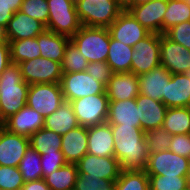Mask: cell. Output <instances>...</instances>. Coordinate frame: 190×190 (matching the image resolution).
<instances>
[{
  "label": "cell",
  "instance_id": "obj_1",
  "mask_svg": "<svg viewBox=\"0 0 190 190\" xmlns=\"http://www.w3.org/2000/svg\"><path fill=\"white\" fill-rule=\"evenodd\" d=\"M114 140V157L121 170H144L149 151L145 132L141 127L111 125Z\"/></svg>",
  "mask_w": 190,
  "mask_h": 190
},
{
  "label": "cell",
  "instance_id": "obj_2",
  "mask_svg": "<svg viewBox=\"0 0 190 190\" xmlns=\"http://www.w3.org/2000/svg\"><path fill=\"white\" fill-rule=\"evenodd\" d=\"M28 90L19 65L11 62L0 76V110L5 121L26 106Z\"/></svg>",
  "mask_w": 190,
  "mask_h": 190
},
{
  "label": "cell",
  "instance_id": "obj_3",
  "mask_svg": "<svg viewBox=\"0 0 190 190\" xmlns=\"http://www.w3.org/2000/svg\"><path fill=\"white\" fill-rule=\"evenodd\" d=\"M70 40L89 63L106 62L110 44L108 28L81 26Z\"/></svg>",
  "mask_w": 190,
  "mask_h": 190
},
{
  "label": "cell",
  "instance_id": "obj_4",
  "mask_svg": "<svg viewBox=\"0 0 190 190\" xmlns=\"http://www.w3.org/2000/svg\"><path fill=\"white\" fill-rule=\"evenodd\" d=\"M82 26L108 28L123 12L115 0H80L76 3Z\"/></svg>",
  "mask_w": 190,
  "mask_h": 190
},
{
  "label": "cell",
  "instance_id": "obj_5",
  "mask_svg": "<svg viewBox=\"0 0 190 190\" xmlns=\"http://www.w3.org/2000/svg\"><path fill=\"white\" fill-rule=\"evenodd\" d=\"M49 17L46 29L71 38L82 26L76 4L70 0H47Z\"/></svg>",
  "mask_w": 190,
  "mask_h": 190
},
{
  "label": "cell",
  "instance_id": "obj_6",
  "mask_svg": "<svg viewBox=\"0 0 190 190\" xmlns=\"http://www.w3.org/2000/svg\"><path fill=\"white\" fill-rule=\"evenodd\" d=\"M80 126L90 127L107 122V93L88 95L70 102Z\"/></svg>",
  "mask_w": 190,
  "mask_h": 190
},
{
  "label": "cell",
  "instance_id": "obj_7",
  "mask_svg": "<svg viewBox=\"0 0 190 190\" xmlns=\"http://www.w3.org/2000/svg\"><path fill=\"white\" fill-rule=\"evenodd\" d=\"M64 102L60 83L29 85L26 105L44 118L56 111Z\"/></svg>",
  "mask_w": 190,
  "mask_h": 190
},
{
  "label": "cell",
  "instance_id": "obj_8",
  "mask_svg": "<svg viewBox=\"0 0 190 190\" xmlns=\"http://www.w3.org/2000/svg\"><path fill=\"white\" fill-rule=\"evenodd\" d=\"M60 84L66 102L88 95L106 93V86L86 71L63 73Z\"/></svg>",
  "mask_w": 190,
  "mask_h": 190
},
{
  "label": "cell",
  "instance_id": "obj_9",
  "mask_svg": "<svg viewBox=\"0 0 190 190\" xmlns=\"http://www.w3.org/2000/svg\"><path fill=\"white\" fill-rule=\"evenodd\" d=\"M144 171L147 175L190 176V158L170 150L149 153Z\"/></svg>",
  "mask_w": 190,
  "mask_h": 190
},
{
  "label": "cell",
  "instance_id": "obj_10",
  "mask_svg": "<svg viewBox=\"0 0 190 190\" xmlns=\"http://www.w3.org/2000/svg\"><path fill=\"white\" fill-rule=\"evenodd\" d=\"M23 80L29 84L60 83L61 63L45 57H38L18 64Z\"/></svg>",
  "mask_w": 190,
  "mask_h": 190
},
{
  "label": "cell",
  "instance_id": "obj_11",
  "mask_svg": "<svg viewBox=\"0 0 190 190\" xmlns=\"http://www.w3.org/2000/svg\"><path fill=\"white\" fill-rule=\"evenodd\" d=\"M131 56V72L136 75L144 74L160 63V34L150 33L134 45Z\"/></svg>",
  "mask_w": 190,
  "mask_h": 190
},
{
  "label": "cell",
  "instance_id": "obj_12",
  "mask_svg": "<svg viewBox=\"0 0 190 190\" xmlns=\"http://www.w3.org/2000/svg\"><path fill=\"white\" fill-rule=\"evenodd\" d=\"M76 165L79 177H99L115 182L121 172L119 161L115 157H99L87 153Z\"/></svg>",
  "mask_w": 190,
  "mask_h": 190
},
{
  "label": "cell",
  "instance_id": "obj_13",
  "mask_svg": "<svg viewBox=\"0 0 190 190\" xmlns=\"http://www.w3.org/2000/svg\"><path fill=\"white\" fill-rule=\"evenodd\" d=\"M160 63L171 74L186 73L190 69V50L160 34Z\"/></svg>",
  "mask_w": 190,
  "mask_h": 190
},
{
  "label": "cell",
  "instance_id": "obj_14",
  "mask_svg": "<svg viewBox=\"0 0 190 190\" xmlns=\"http://www.w3.org/2000/svg\"><path fill=\"white\" fill-rule=\"evenodd\" d=\"M110 36L128 46L134 45L151 32L144 28L127 10L123 11L108 27Z\"/></svg>",
  "mask_w": 190,
  "mask_h": 190
},
{
  "label": "cell",
  "instance_id": "obj_15",
  "mask_svg": "<svg viewBox=\"0 0 190 190\" xmlns=\"http://www.w3.org/2000/svg\"><path fill=\"white\" fill-rule=\"evenodd\" d=\"M29 146L28 137L11 133L3 127L0 130V166L18 167Z\"/></svg>",
  "mask_w": 190,
  "mask_h": 190
},
{
  "label": "cell",
  "instance_id": "obj_16",
  "mask_svg": "<svg viewBox=\"0 0 190 190\" xmlns=\"http://www.w3.org/2000/svg\"><path fill=\"white\" fill-rule=\"evenodd\" d=\"M166 9L167 0H152L130 7L127 11L149 32L163 34V16Z\"/></svg>",
  "mask_w": 190,
  "mask_h": 190
},
{
  "label": "cell",
  "instance_id": "obj_17",
  "mask_svg": "<svg viewBox=\"0 0 190 190\" xmlns=\"http://www.w3.org/2000/svg\"><path fill=\"white\" fill-rule=\"evenodd\" d=\"M140 127L146 133L161 127L164 122L167 106L162 101L153 100L139 94L136 98Z\"/></svg>",
  "mask_w": 190,
  "mask_h": 190
},
{
  "label": "cell",
  "instance_id": "obj_18",
  "mask_svg": "<svg viewBox=\"0 0 190 190\" xmlns=\"http://www.w3.org/2000/svg\"><path fill=\"white\" fill-rule=\"evenodd\" d=\"M109 101L135 99L140 93L138 75L133 72L113 73L106 86Z\"/></svg>",
  "mask_w": 190,
  "mask_h": 190
},
{
  "label": "cell",
  "instance_id": "obj_19",
  "mask_svg": "<svg viewBox=\"0 0 190 190\" xmlns=\"http://www.w3.org/2000/svg\"><path fill=\"white\" fill-rule=\"evenodd\" d=\"M45 118L27 105L12 115L5 122L4 127L11 133L30 137L44 127Z\"/></svg>",
  "mask_w": 190,
  "mask_h": 190
},
{
  "label": "cell",
  "instance_id": "obj_20",
  "mask_svg": "<svg viewBox=\"0 0 190 190\" xmlns=\"http://www.w3.org/2000/svg\"><path fill=\"white\" fill-rule=\"evenodd\" d=\"M171 73L163 66H158L144 74L138 75L141 95L161 101L166 95L167 84Z\"/></svg>",
  "mask_w": 190,
  "mask_h": 190
},
{
  "label": "cell",
  "instance_id": "obj_21",
  "mask_svg": "<svg viewBox=\"0 0 190 190\" xmlns=\"http://www.w3.org/2000/svg\"><path fill=\"white\" fill-rule=\"evenodd\" d=\"M45 30L46 26L43 23L19 10L14 13L6 26L8 41L36 38Z\"/></svg>",
  "mask_w": 190,
  "mask_h": 190
},
{
  "label": "cell",
  "instance_id": "obj_22",
  "mask_svg": "<svg viewBox=\"0 0 190 190\" xmlns=\"http://www.w3.org/2000/svg\"><path fill=\"white\" fill-rule=\"evenodd\" d=\"M88 127L78 126L62 135L61 151L66 163L76 164L88 149Z\"/></svg>",
  "mask_w": 190,
  "mask_h": 190
},
{
  "label": "cell",
  "instance_id": "obj_23",
  "mask_svg": "<svg viewBox=\"0 0 190 190\" xmlns=\"http://www.w3.org/2000/svg\"><path fill=\"white\" fill-rule=\"evenodd\" d=\"M87 153L99 157H114V140L108 122L88 127Z\"/></svg>",
  "mask_w": 190,
  "mask_h": 190
},
{
  "label": "cell",
  "instance_id": "obj_24",
  "mask_svg": "<svg viewBox=\"0 0 190 190\" xmlns=\"http://www.w3.org/2000/svg\"><path fill=\"white\" fill-rule=\"evenodd\" d=\"M161 101L168 108L190 107V79L186 73L171 74Z\"/></svg>",
  "mask_w": 190,
  "mask_h": 190
},
{
  "label": "cell",
  "instance_id": "obj_25",
  "mask_svg": "<svg viewBox=\"0 0 190 190\" xmlns=\"http://www.w3.org/2000/svg\"><path fill=\"white\" fill-rule=\"evenodd\" d=\"M107 122L110 125L140 127L138 107L135 99L109 101Z\"/></svg>",
  "mask_w": 190,
  "mask_h": 190
},
{
  "label": "cell",
  "instance_id": "obj_26",
  "mask_svg": "<svg viewBox=\"0 0 190 190\" xmlns=\"http://www.w3.org/2000/svg\"><path fill=\"white\" fill-rule=\"evenodd\" d=\"M78 126L79 123L72 106L70 102L66 101L56 111L45 117L44 120V128L54 131L61 136Z\"/></svg>",
  "mask_w": 190,
  "mask_h": 190
},
{
  "label": "cell",
  "instance_id": "obj_27",
  "mask_svg": "<svg viewBox=\"0 0 190 190\" xmlns=\"http://www.w3.org/2000/svg\"><path fill=\"white\" fill-rule=\"evenodd\" d=\"M41 57L61 63L70 38L45 30L37 36Z\"/></svg>",
  "mask_w": 190,
  "mask_h": 190
},
{
  "label": "cell",
  "instance_id": "obj_28",
  "mask_svg": "<svg viewBox=\"0 0 190 190\" xmlns=\"http://www.w3.org/2000/svg\"><path fill=\"white\" fill-rule=\"evenodd\" d=\"M133 51V47L121 43L110 36L109 52L106 62L114 73L130 72Z\"/></svg>",
  "mask_w": 190,
  "mask_h": 190
},
{
  "label": "cell",
  "instance_id": "obj_29",
  "mask_svg": "<svg viewBox=\"0 0 190 190\" xmlns=\"http://www.w3.org/2000/svg\"><path fill=\"white\" fill-rule=\"evenodd\" d=\"M171 135L190 133V107L167 108L162 125Z\"/></svg>",
  "mask_w": 190,
  "mask_h": 190
},
{
  "label": "cell",
  "instance_id": "obj_30",
  "mask_svg": "<svg viewBox=\"0 0 190 190\" xmlns=\"http://www.w3.org/2000/svg\"><path fill=\"white\" fill-rule=\"evenodd\" d=\"M77 176V165L67 163L44 180L51 190H74Z\"/></svg>",
  "mask_w": 190,
  "mask_h": 190
},
{
  "label": "cell",
  "instance_id": "obj_31",
  "mask_svg": "<svg viewBox=\"0 0 190 190\" xmlns=\"http://www.w3.org/2000/svg\"><path fill=\"white\" fill-rule=\"evenodd\" d=\"M11 62L19 64L41 57L40 47L36 38L9 41Z\"/></svg>",
  "mask_w": 190,
  "mask_h": 190
},
{
  "label": "cell",
  "instance_id": "obj_32",
  "mask_svg": "<svg viewBox=\"0 0 190 190\" xmlns=\"http://www.w3.org/2000/svg\"><path fill=\"white\" fill-rule=\"evenodd\" d=\"M29 141L30 146L41 155L61 150L62 136L43 127L33 133Z\"/></svg>",
  "mask_w": 190,
  "mask_h": 190
},
{
  "label": "cell",
  "instance_id": "obj_33",
  "mask_svg": "<svg viewBox=\"0 0 190 190\" xmlns=\"http://www.w3.org/2000/svg\"><path fill=\"white\" fill-rule=\"evenodd\" d=\"M114 190H149V176L144 170H121Z\"/></svg>",
  "mask_w": 190,
  "mask_h": 190
},
{
  "label": "cell",
  "instance_id": "obj_34",
  "mask_svg": "<svg viewBox=\"0 0 190 190\" xmlns=\"http://www.w3.org/2000/svg\"><path fill=\"white\" fill-rule=\"evenodd\" d=\"M184 21H190V6L184 0H167V9L163 16V34Z\"/></svg>",
  "mask_w": 190,
  "mask_h": 190
},
{
  "label": "cell",
  "instance_id": "obj_35",
  "mask_svg": "<svg viewBox=\"0 0 190 190\" xmlns=\"http://www.w3.org/2000/svg\"><path fill=\"white\" fill-rule=\"evenodd\" d=\"M40 162L41 155L31 146H29L18 165V169L25 182L35 181L43 178Z\"/></svg>",
  "mask_w": 190,
  "mask_h": 190
},
{
  "label": "cell",
  "instance_id": "obj_36",
  "mask_svg": "<svg viewBox=\"0 0 190 190\" xmlns=\"http://www.w3.org/2000/svg\"><path fill=\"white\" fill-rule=\"evenodd\" d=\"M149 190H188L190 176L148 175Z\"/></svg>",
  "mask_w": 190,
  "mask_h": 190
},
{
  "label": "cell",
  "instance_id": "obj_37",
  "mask_svg": "<svg viewBox=\"0 0 190 190\" xmlns=\"http://www.w3.org/2000/svg\"><path fill=\"white\" fill-rule=\"evenodd\" d=\"M89 62L78 50L76 45L70 40L65 48L63 60L61 62L62 73L83 72Z\"/></svg>",
  "mask_w": 190,
  "mask_h": 190
},
{
  "label": "cell",
  "instance_id": "obj_38",
  "mask_svg": "<svg viewBox=\"0 0 190 190\" xmlns=\"http://www.w3.org/2000/svg\"><path fill=\"white\" fill-rule=\"evenodd\" d=\"M149 153L169 150L172 135L161 126L145 133Z\"/></svg>",
  "mask_w": 190,
  "mask_h": 190
},
{
  "label": "cell",
  "instance_id": "obj_39",
  "mask_svg": "<svg viewBox=\"0 0 190 190\" xmlns=\"http://www.w3.org/2000/svg\"><path fill=\"white\" fill-rule=\"evenodd\" d=\"M19 11L47 26L49 9L47 0H24Z\"/></svg>",
  "mask_w": 190,
  "mask_h": 190
},
{
  "label": "cell",
  "instance_id": "obj_40",
  "mask_svg": "<svg viewBox=\"0 0 190 190\" xmlns=\"http://www.w3.org/2000/svg\"><path fill=\"white\" fill-rule=\"evenodd\" d=\"M24 184L18 167L0 166V190H21Z\"/></svg>",
  "mask_w": 190,
  "mask_h": 190
},
{
  "label": "cell",
  "instance_id": "obj_41",
  "mask_svg": "<svg viewBox=\"0 0 190 190\" xmlns=\"http://www.w3.org/2000/svg\"><path fill=\"white\" fill-rule=\"evenodd\" d=\"M114 186L113 180L77 176L74 190H114Z\"/></svg>",
  "mask_w": 190,
  "mask_h": 190
},
{
  "label": "cell",
  "instance_id": "obj_42",
  "mask_svg": "<svg viewBox=\"0 0 190 190\" xmlns=\"http://www.w3.org/2000/svg\"><path fill=\"white\" fill-rule=\"evenodd\" d=\"M41 168L43 172V179L48 175L58 170L60 167L64 166L66 160L61 150L54 151L51 153L41 154Z\"/></svg>",
  "mask_w": 190,
  "mask_h": 190
},
{
  "label": "cell",
  "instance_id": "obj_43",
  "mask_svg": "<svg viewBox=\"0 0 190 190\" xmlns=\"http://www.w3.org/2000/svg\"><path fill=\"white\" fill-rule=\"evenodd\" d=\"M170 40L190 50V21L179 23L164 33Z\"/></svg>",
  "mask_w": 190,
  "mask_h": 190
},
{
  "label": "cell",
  "instance_id": "obj_44",
  "mask_svg": "<svg viewBox=\"0 0 190 190\" xmlns=\"http://www.w3.org/2000/svg\"><path fill=\"white\" fill-rule=\"evenodd\" d=\"M85 71L105 86L108 85L109 79L114 73L107 62L101 61L89 63Z\"/></svg>",
  "mask_w": 190,
  "mask_h": 190
},
{
  "label": "cell",
  "instance_id": "obj_45",
  "mask_svg": "<svg viewBox=\"0 0 190 190\" xmlns=\"http://www.w3.org/2000/svg\"><path fill=\"white\" fill-rule=\"evenodd\" d=\"M169 150L177 155L190 158V133L172 135Z\"/></svg>",
  "mask_w": 190,
  "mask_h": 190
},
{
  "label": "cell",
  "instance_id": "obj_46",
  "mask_svg": "<svg viewBox=\"0 0 190 190\" xmlns=\"http://www.w3.org/2000/svg\"><path fill=\"white\" fill-rule=\"evenodd\" d=\"M24 0H0V24L5 27Z\"/></svg>",
  "mask_w": 190,
  "mask_h": 190
},
{
  "label": "cell",
  "instance_id": "obj_47",
  "mask_svg": "<svg viewBox=\"0 0 190 190\" xmlns=\"http://www.w3.org/2000/svg\"><path fill=\"white\" fill-rule=\"evenodd\" d=\"M11 63L9 43H0V76Z\"/></svg>",
  "mask_w": 190,
  "mask_h": 190
},
{
  "label": "cell",
  "instance_id": "obj_48",
  "mask_svg": "<svg viewBox=\"0 0 190 190\" xmlns=\"http://www.w3.org/2000/svg\"><path fill=\"white\" fill-rule=\"evenodd\" d=\"M21 190H51L45 180L39 179L35 181L25 182Z\"/></svg>",
  "mask_w": 190,
  "mask_h": 190
},
{
  "label": "cell",
  "instance_id": "obj_49",
  "mask_svg": "<svg viewBox=\"0 0 190 190\" xmlns=\"http://www.w3.org/2000/svg\"><path fill=\"white\" fill-rule=\"evenodd\" d=\"M116 3L122 8L123 11L128 10L134 6V0H115Z\"/></svg>",
  "mask_w": 190,
  "mask_h": 190
},
{
  "label": "cell",
  "instance_id": "obj_50",
  "mask_svg": "<svg viewBox=\"0 0 190 190\" xmlns=\"http://www.w3.org/2000/svg\"><path fill=\"white\" fill-rule=\"evenodd\" d=\"M0 43H9L6 33V27L0 24Z\"/></svg>",
  "mask_w": 190,
  "mask_h": 190
},
{
  "label": "cell",
  "instance_id": "obj_51",
  "mask_svg": "<svg viewBox=\"0 0 190 190\" xmlns=\"http://www.w3.org/2000/svg\"><path fill=\"white\" fill-rule=\"evenodd\" d=\"M152 0H134V6H139V5H142V4H146L148 2H150Z\"/></svg>",
  "mask_w": 190,
  "mask_h": 190
},
{
  "label": "cell",
  "instance_id": "obj_52",
  "mask_svg": "<svg viewBox=\"0 0 190 190\" xmlns=\"http://www.w3.org/2000/svg\"><path fill=\"white\" fill-rule=\"evenodd\" d=\"M5 122L6 121L3 119V116H2V113H1V110H0V127H4Z\"/></svg>",
  "mask_w": 190,
  "mask_h": 190
},
{
  "label": "cell",
  "instance_id": "obj_53",
  "mask_svg": "<svg viewBox=\"0 0 190 190\" xmlns=\"http://www.w3.org/2000/svg\"><path fill=\"white\" fill-rule=\"evenodd\" d=\"M71 2H73L74 4H76L77 2H79L80 0H70Z\"/></svg>",
  "mask_w": 190,
  "mask_h": 190
},
{
  "label": "cell",
  "instance_id": "obj_54",
  "mask_svg": "<svg viewBox=\"0 0 190 190\" xmlns=\"http://www.w3.org/2000/svg\"><path fill=\"white\" fill-rule=\"evenodd\" d=\"M187 76L189 77L190 79V69L186 72Z\"/></svg>",
  "mask_w": 190,
  "mask_h": 190
},
{
  "label": "cell",
  "instance_id": "obj_55",
  "mask_svg": "<svg viewBox=\"0 0 190 190\" xmlns=\"http://www.w3.org/2000/svg\"><path fill=\"white\" fill-rule=\"evenodd\" d=\"M190 6V0H184Z\"/></svg>",
  "mask_w": 190,
  "mask_h": 190
}]
</instances>
